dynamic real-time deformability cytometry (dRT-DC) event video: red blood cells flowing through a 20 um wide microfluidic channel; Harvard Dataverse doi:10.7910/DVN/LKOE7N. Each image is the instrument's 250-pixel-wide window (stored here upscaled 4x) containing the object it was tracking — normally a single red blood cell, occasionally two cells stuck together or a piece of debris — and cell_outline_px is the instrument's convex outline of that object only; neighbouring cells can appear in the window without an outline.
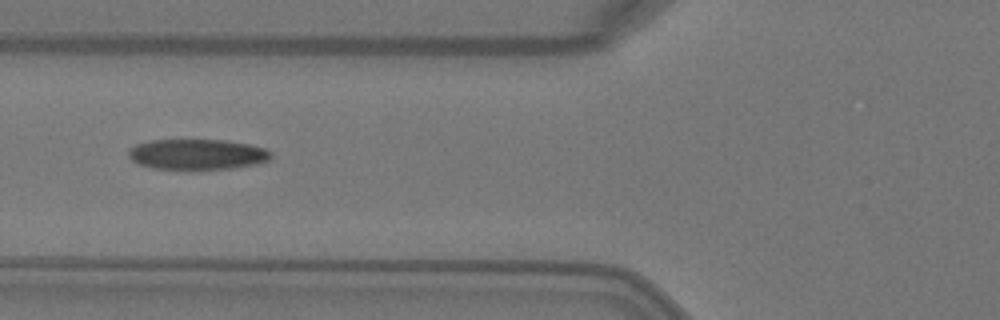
{"species": "Egyptian fruit bat (a non-hibernating species)", "species_latin": "Rousettus aegyptiacus", "temperature_condition": "warm", "stored_images_in_passage": 4, "camera_frame_rate_fps": 3000, "um_per_image_px": 0.085, "animal": {"sex": "female"}, "frame": {"image": 1, "passage_image": 3, "time_ms": 0.667, "image_size_px": [1000, 320], "cell_outline_px": [[272, 156], [268, 160], [256, 164], [232, 168], [152, 168], [140, 164], [132, 160], [128, 156], [128, 148], [136, 144], [152, 140], [224, 140], [248, 144], [264, 148], [272, 152]], "centroid_in_image_um": [16.75, 13.1], "position_along_channel_um": 109.0, "area_um2": 24.97}}